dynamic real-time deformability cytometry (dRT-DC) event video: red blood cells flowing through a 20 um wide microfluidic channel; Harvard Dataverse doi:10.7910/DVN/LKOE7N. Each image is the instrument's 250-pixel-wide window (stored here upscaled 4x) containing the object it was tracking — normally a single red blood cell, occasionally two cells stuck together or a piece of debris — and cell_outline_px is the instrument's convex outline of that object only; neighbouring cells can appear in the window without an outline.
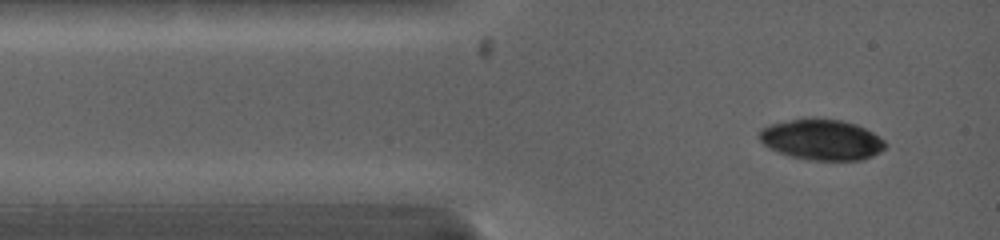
{"species": "common noctule bat (a hibernating species)", "species_latin": "Nyctalus noctula", "temperature_condition": "warm", "stored_images_in_passage": 4, "camera_frame_rate_fps": 5000, "um_per_image_px": 0.085, "animal": {"sex": "female", "body_mass_g": 19.0, "forearm_length_mm": 53.3}, "frame": {"image": 1, "passage_image": 1, "time_ms": 0.0, "image_size_px": [1000, 240], "cell_outline_px": [[888, 144], [880, 152], [864, 160], [808, 160], [792, 156], [768, 148], [760, 140], [760, 128], [772, 124], [792, 120], [816, 116], [840, 120], [856, 124], [872, 132], [884, 140]], "centroid_in_image_um": [69.87, 11.86], "position_along_channel_um": 15.1, "area_um2": 30.0}}